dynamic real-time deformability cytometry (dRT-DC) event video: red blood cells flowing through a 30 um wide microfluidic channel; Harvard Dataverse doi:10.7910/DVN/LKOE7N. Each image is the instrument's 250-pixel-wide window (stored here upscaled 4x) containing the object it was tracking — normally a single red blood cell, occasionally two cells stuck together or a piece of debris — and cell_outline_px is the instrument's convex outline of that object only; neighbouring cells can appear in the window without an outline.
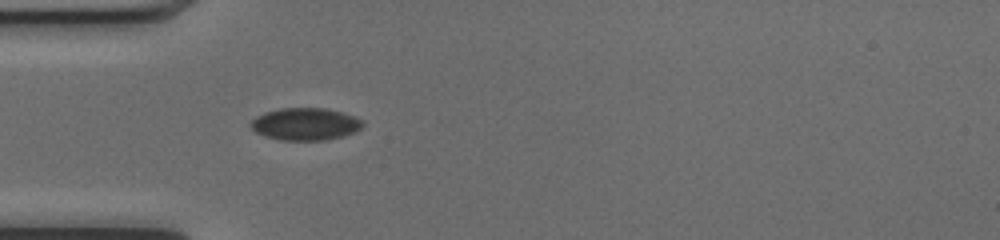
{"species": "common noctule bat (a hibernating species)", "species_latin": "Nyctalus noctula", "temperature_condition": "cold", "stored_images_in_passage": 36, "camera_frame_rate_fps": 3000, "um_per_image_px": 0.085, "animal": {"sex": "female", "body_mass_g": 17.0, "forearm_length_mm": 48.0}, "frame": {"image": 1, "passage_image": 1, "time_ms": 0.0, "image_size_px": [1000, 240], "cell_outline_px": [[364, 124], [356, 132], [344, 136], [324, 140], [280, 140], [264, 136], [256, 132], [248, 124], [256, 116], [264, 112], [280, 108], [324, 108], [356, 116], [364, 120]], "centroid_in_image_um": [25.96, 10.54], "position_along_channel_um": 59.0, "area_um2": 21.27}}
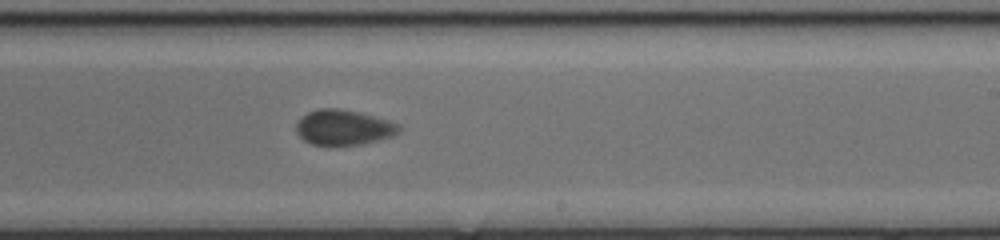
{"frame": {"image": 2, "passage_image": 16, "time_ms": 5.0, "image_size_px": [1000, 240], "cell_outline_px": [[400, 132], [392, 136], [360, 144], [312, 144], [304, 140], [296, 132], [296, 124], [300, 116], [308, 112], [320, 108], [336, 108], [356, 112], [388, 120], [396, 124], [400, 128]], "centroid_in_image_um": [29.15, 10.82], "position_along_channel_um": 259.8, "area_um2": 20.63}}
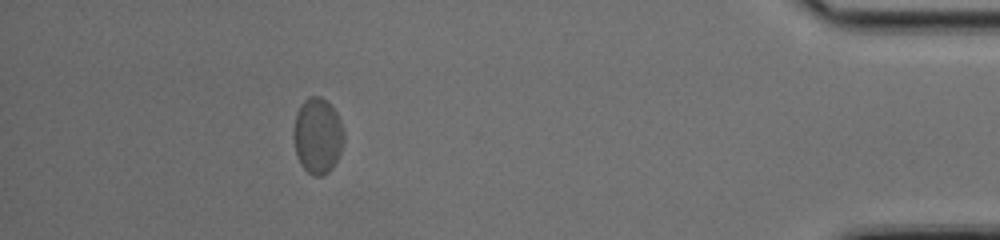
{"frame": {"image": 3, "passage_image": 31, "time_ms": 10.0, "image_size_px": [1000, 240], "cell_outline_px": [[344, 144], [332, 168], [324, 176], [312, 176], [300, 164], [296, 156], [292, 136], [292, 132], [296, 112], [300, 104], [308, 96], [320, 96], [336, 112], [340, 120], [344, 132]], "centroid_in_image_um": [26.96, 11.55], "position_along_channel_um": 408.2, "area_um2": 22.54}}